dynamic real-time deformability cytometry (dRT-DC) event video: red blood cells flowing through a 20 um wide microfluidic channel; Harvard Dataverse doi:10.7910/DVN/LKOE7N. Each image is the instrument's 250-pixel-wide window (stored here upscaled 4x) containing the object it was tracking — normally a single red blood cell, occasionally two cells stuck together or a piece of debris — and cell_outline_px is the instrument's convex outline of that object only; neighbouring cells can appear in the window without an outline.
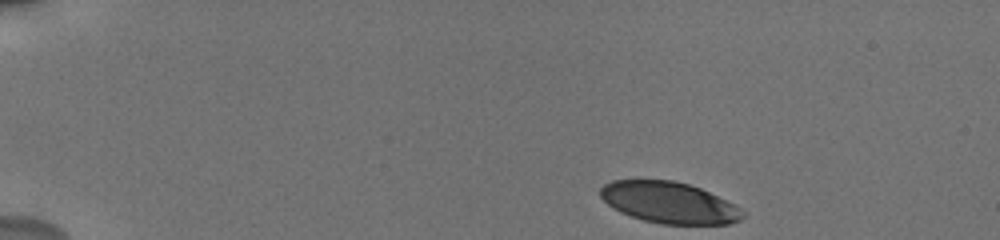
{"species": "human", "species_latin": "Homo sapiens", "temperature_condition": "cold", "stored_images_in_passage": 43, "camera_frame_rate_fps": 3000, "um_per_image_px": 0.085, "donor": {"sex": "male"}, "frame": {"image": 1, "passage_image": 1, "time_ms": 0.0, "image_size_px": [1000, 240], "cell_outline_px": [[744, 216], [740, 220], [728, 224], [660, 224], [644, 220], [620, 212], [612, 208], [600, 196], [600, 188], [604, 184], [612, 180], [672, 180], [688, 184], [700, 188], [740, 208], [744, 212]], "centroid_in_image_um": [56.84, 17.22], "position_along_channel_um": 28.2, "area_um2": 33.99}}
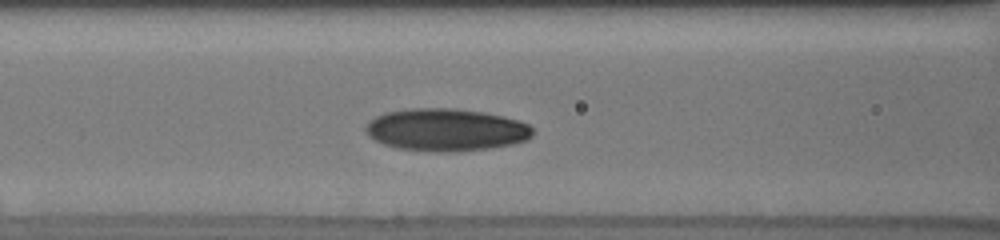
{"frame": {"image": 2, "passage_image": 33, "time_ms": 5.333, "image_size_px": [1000, 240], "cell_outline_px": [[532, 136], [528, 140], [512, 144], [488, 148], [448, 152], [436, 152], [396, 148], [384, 144], [368, 136], [364, 128], [376, 116], [384, 112], [412, 108], [456, 108], [484, 112], [504, 116], [528, 124], [532, 128]], "centroid_in_image_um": [37.91, 11.03], "position_along_channel_um": 128.7, "area_um2": 41.33}}
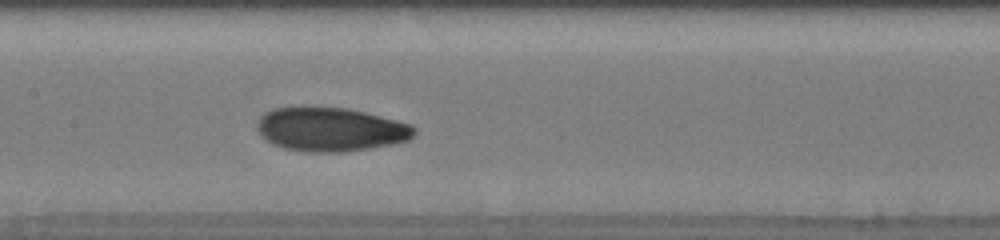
{"frame": {"image": 3, "passage_image": 41, "time_ms": 6.667, "image_size_px": [1000, 240], "cell_outline_px": [[416, 132], [408, 140], [392, 144], [344, 152], [308, 152], [284, 148], [272, 144], [260, 136], [256, 128], [256, 124], [260, 116], [264, 112], [272, 108], [296, 104], [304, 104], [348, 108], [412, 124], [416, 128]], "centroid_in_image_um": [28.01, 10.95], "position_along_channel_um": 179.4, "area_um2": 41.27}}